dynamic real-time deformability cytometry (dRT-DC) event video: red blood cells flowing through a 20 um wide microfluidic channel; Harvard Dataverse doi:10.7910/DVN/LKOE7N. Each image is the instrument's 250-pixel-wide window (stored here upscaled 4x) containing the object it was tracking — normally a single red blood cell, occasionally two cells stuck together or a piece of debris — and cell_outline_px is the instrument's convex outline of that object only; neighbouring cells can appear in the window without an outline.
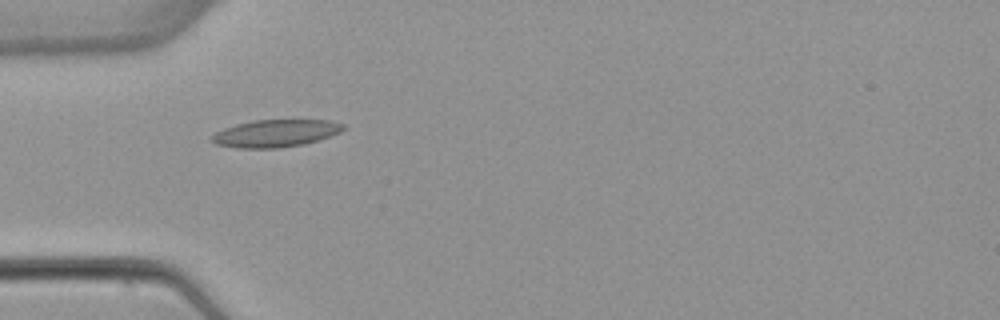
{"species": "common noctule bat (a hibernating species)", "species_latin": "Nyctalus noctula", "temperature_condition": "warm", "stored_images_in_passage": 2, "camera_frame_rate_fps": 3000, "um_per_image_px": 0.085, "animal": {"sex": "female", "body_mass_g": 22.7, "forearm_length_mm": 54.2}, "frame": {"image": 1, "passage_image": 1, "time_ms": 0.0, "image_size_px": [1000, 320], "cell_outline_px": [[344, 128], [340, 132], [304, 144], [280, 148], [236, 148], [216, 144], [208, 140], [216, 132], [224, 128], [236, 124], [256, 120], [328, 120], [344, 124]], "centroid_in_image_um": [23.37, 11.34], "position_along_channel_um": 61.6, "area_um2": 20.87}}
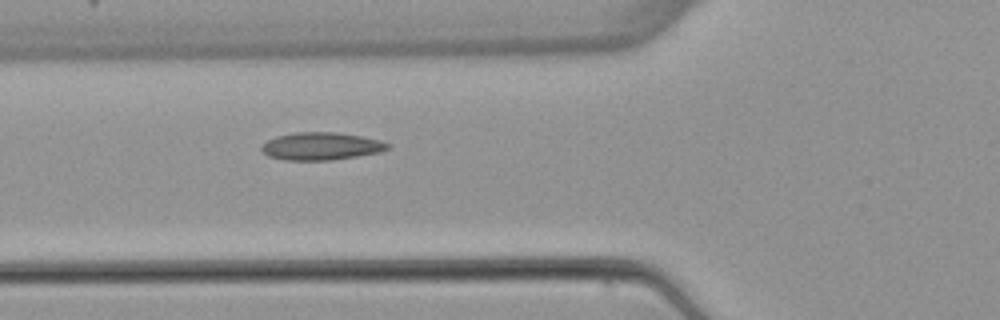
{"frame": {"image": 2, "passage_image": 2, "time_ms": 1.0, "image_size_px": [1000, 320], "cell_outline_px": [[392, 144], [388, 148], [380, 152], [332, 160], [284, 160], [268, 156], [260, 148], [260, 144], [276, 136], [296, 132], [336, 132], [360, 136], [380, 140]], "centroid_in_image_um": [27.27, 12.42], "position_along_channel_um": 98.5, "area_um2": 20.35}}